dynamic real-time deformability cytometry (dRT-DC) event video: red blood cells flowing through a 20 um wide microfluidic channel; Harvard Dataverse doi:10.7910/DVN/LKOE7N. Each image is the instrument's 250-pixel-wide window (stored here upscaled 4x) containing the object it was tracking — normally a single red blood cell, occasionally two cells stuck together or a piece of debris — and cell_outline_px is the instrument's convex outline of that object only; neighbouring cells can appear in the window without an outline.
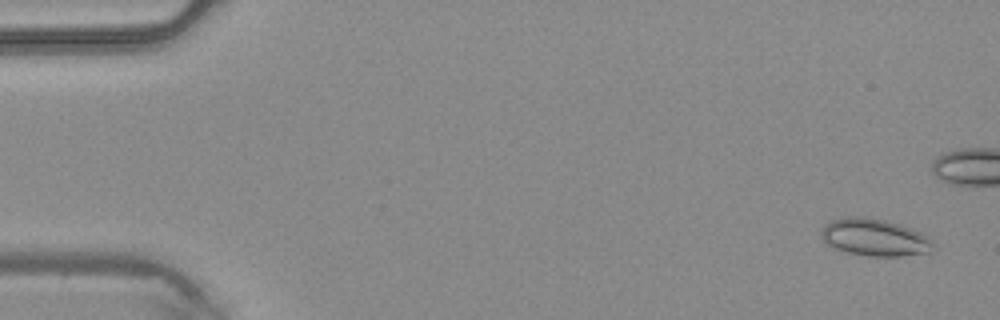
{"species": "common noctule bat (a hibernating species)", "species_latin": "Nyctalus noctula", "temperature_condition": "warm", "stored_images_in_passage": 3, "camera_frame_rate_fps": 3000, "um_per_image_px": 0.085, "animal": {"sex": "male", "body_mass_g": 20.4}, "frame": {"image": 1, "passage_image": 1, "time_ms": 0.0, "image_size_px": [1000, 320], "cell_outline_px": [[936, 244], [932, 252], [900, 256], [872, 256], [848, 252], [836, 248], [828, 244], [820, 236], [820, 232], [824, 224], [828, 220], [844, 216], [864, 216], [884, 220], [900, 224], [912, 228], [928, 236]], "centroid_in_image_um": [74.36, 20.16], "position_along_channel_um": 10.6, "area_um2": 24.62}}